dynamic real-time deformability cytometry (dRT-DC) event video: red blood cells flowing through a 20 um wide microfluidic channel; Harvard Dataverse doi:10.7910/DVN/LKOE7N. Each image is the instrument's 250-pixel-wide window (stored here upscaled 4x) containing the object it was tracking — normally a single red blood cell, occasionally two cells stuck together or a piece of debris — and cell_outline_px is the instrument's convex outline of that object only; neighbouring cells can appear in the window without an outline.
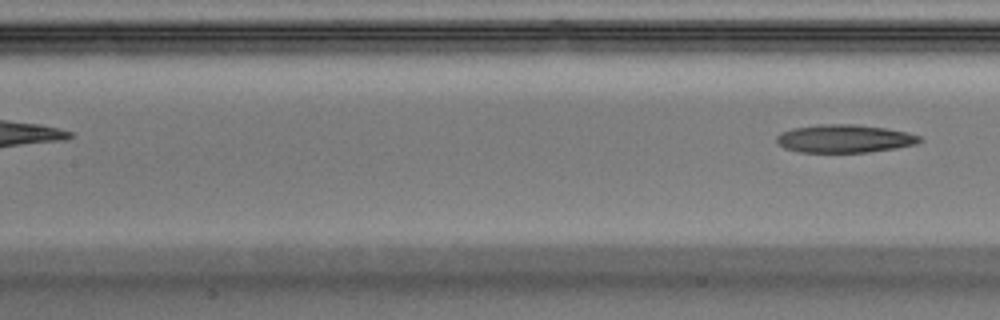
{"species": "Egyptian fruit bat (a non-hibernating species)", "species_latin": "Rousettus aegyptiacus", "temperature_condition": "warm", "stored_images_in_passage": 7, "segment_of_instrument_passage": [2, 2], "camera_frame_rate_fps": 3000, "um_per_image_px": 0.085, "animal": {"sex": "male"}, "frame": {"image": 1, "passage_image": 7, "time_ms": 2.0, "image_size_px": [1000, 320], "cell_outline_px": [[924, 140], [916, 144], [896, 148], [868, 152], [800, 152], [784, 148], [776, 144], [776, 136], [780, 132], [792, 128], [820, 124], [856, 124], [884, 128], [908, 132], [920, 136]], "centroid_in_image_um": [71.76, 11.78], "position_along_channel_um": 135.6, "area_um2": 23.58}}